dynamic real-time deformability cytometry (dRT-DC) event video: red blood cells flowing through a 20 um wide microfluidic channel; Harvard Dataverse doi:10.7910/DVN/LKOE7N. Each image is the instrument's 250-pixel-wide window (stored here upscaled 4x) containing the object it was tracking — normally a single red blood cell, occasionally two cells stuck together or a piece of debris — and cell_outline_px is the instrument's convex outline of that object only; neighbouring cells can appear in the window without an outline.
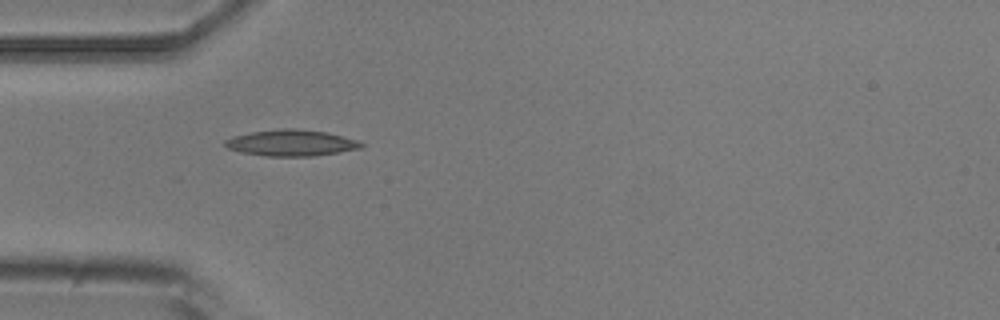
{"species": "common noctule bat (a hibernating species)", "species_latin": "Nyctalus noctula", "temperature_condition": "room temperature", "stored_images_in_passage": 3, "camera_frame_rate_fps": 3000, "um_per_image_px": 0.085, "animal": {"sex": "male", "body_mass_g": 20.5, "forearm_length_mm": 52.5}, "frame": {"image": 1, "passage_image": 2, "time_ms": 1.333, "image_size_px": [1000, 320], "cell_outline_px": [[364, 144], [360, 148], [340, 152], [312, 156], [268, 156], [240, 152], [228, 148], [224, 144], [224, 140], [232, 136], [252, 132], [280, 128], [296, 128], [328, 132], [356, 140]], "centroid_in_image_um": [24.73, 12.14], "position_along_channel_um": 60.3, "area_um2": 20.81}}
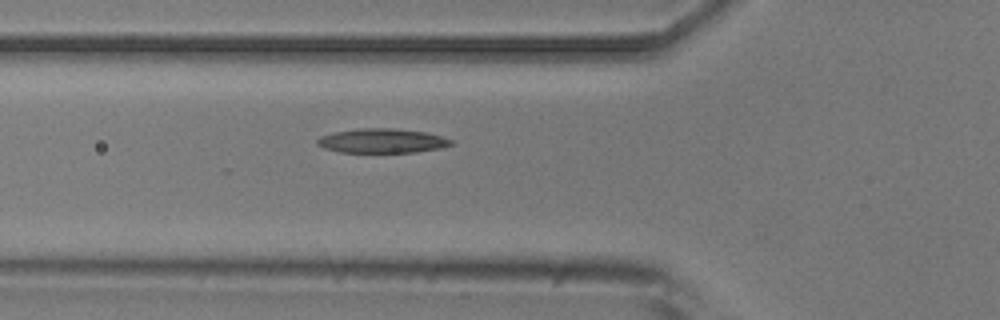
{"frame": {"image": 2, "passage_image": 3, "time_ms": 2.333, "image_size_px": [1000, 320], "cell_outline_px": [[452, 144], [440, 148], [416, 152], [340, 152], [324, 148], [316, 144], [316, 140], [320, 136], [336, 132], [360, 128], [396, 128], [424, 132], [440, 136], [452, 140]], "centroid_in_image_um": [32.45, 11.97], "position_along_channel_um": 93.4, "area_um2": 18.84}}